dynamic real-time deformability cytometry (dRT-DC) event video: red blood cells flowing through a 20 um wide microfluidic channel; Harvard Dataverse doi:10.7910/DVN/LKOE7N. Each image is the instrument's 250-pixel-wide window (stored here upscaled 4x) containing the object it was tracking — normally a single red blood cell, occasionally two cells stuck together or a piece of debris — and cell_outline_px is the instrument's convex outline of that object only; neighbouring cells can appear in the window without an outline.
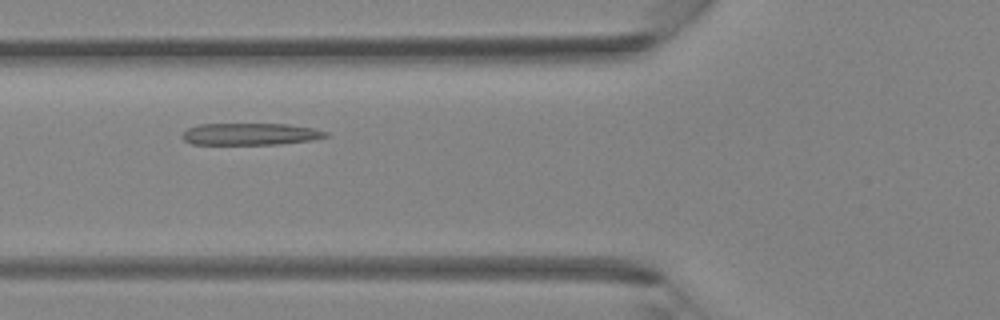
{"species": "Egyptian fruit bat (a non-hibernating species)", "species_latin": "Rousettus aegyptiacus", "temperature_condition": "room temperature", "stored_images_in_passage": 29, "camera_frame_rate_fps": 3000, "um_per_image_px": 0.085, "animal": {"sex": "female"}, "frame": {"image": 1, "passage_image": 3, "time_ms": 0.667, "image_size_px": [1000, 320], "cell_outline_px": [[328, 136], [312, 140], [280, 144], [192, 144], [184, 140], [184, 132], [188, 128], [200, 124], [288, 124], [312, 128], [328, 132]], "centroid_in_image_um": [21.31, 11.39], "position_along_channel_um": 104.5, "area_um2": 18.15}}
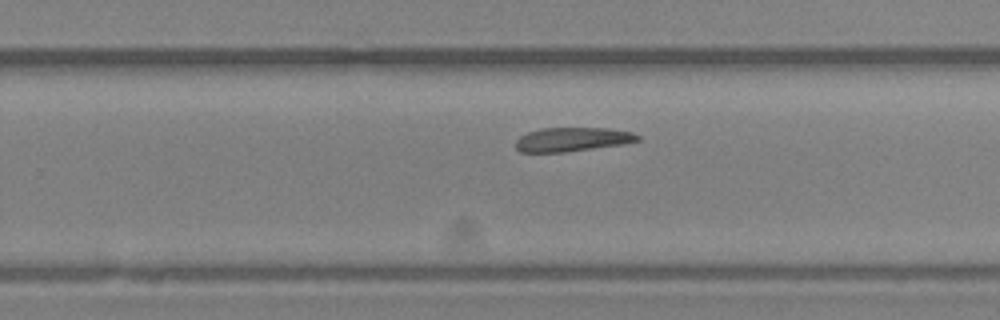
{"frame": {"image": 2, "passage_image": 14, "time_ms": 4.333, "image_size_px": [1000, 320], "cell_outline_px": [[640, 140], [620, 144], [564, 152], [520, 152], [516, 148], [516, 140], [520, 136], [528, 132], [540, 128], [608, 128], [632, 132], [640, 136]], "centroid_in_image_um": [48.61, 11.84], "position_along_channel_um": 281.2, "area_um2": 16.88}}
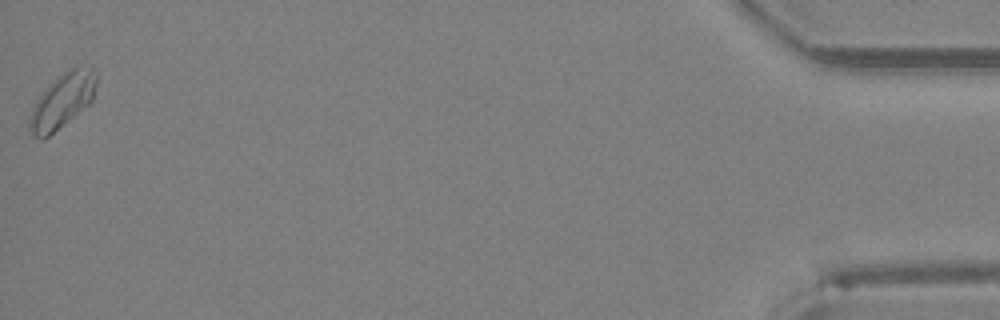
{"frame": {"image": 3, "passage_image": 29, "time_ms": 9.333, "image_size_px": [1000, 320], "cell_outline_px": [[96, 84], [92, 100], [88, 104], [44, 140], [40, 140], [28, 128], [28, 116], [36, 100], [48, 84], [52, 80], [64, 72], [72, 68], [92, 64], [96, 72]], "centroid_in_image_um": [5.28, 8.53], "position_along_channel_um": 429.9, "area_um2": 21.33}}